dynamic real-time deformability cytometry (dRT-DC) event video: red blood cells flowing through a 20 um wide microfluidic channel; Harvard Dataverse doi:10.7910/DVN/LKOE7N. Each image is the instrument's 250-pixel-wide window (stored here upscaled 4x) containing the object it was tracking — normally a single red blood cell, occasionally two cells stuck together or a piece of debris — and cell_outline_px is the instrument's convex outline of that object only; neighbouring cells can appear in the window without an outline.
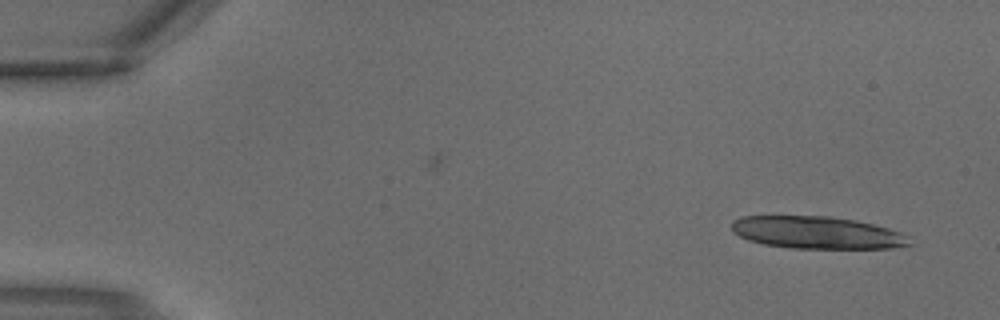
{"species": "common noctule bat (a hibernating species)", "species_latin": "Nyctalus noctula", "temperature_condition": "warm", "stored_images_in_passage": 3, "segment_of_instrument_passage": [2, 2], "camera_frame_rate_fps": 3000, "um_per_image_px": 0.085, "animal": {"sex": "male", "body_mass_g": 18.8}, "frame": {"image": 1, "passage_image": 3, "time_ms": 0.667, "image_size_px": [1000, 320], "cell_outline_px": [[916, 244], [892, 248], [792, 248], [764, 244], [748, 240], [732, 232], [732, 220], [740, 216], [828, 216], [856, 220], [888, 228], [900, 232], [908, 236]], "centroid_in_image_um": [69.47, 19.77], "position_along_channel_um": 15.5, "area_um2": 33.7}}